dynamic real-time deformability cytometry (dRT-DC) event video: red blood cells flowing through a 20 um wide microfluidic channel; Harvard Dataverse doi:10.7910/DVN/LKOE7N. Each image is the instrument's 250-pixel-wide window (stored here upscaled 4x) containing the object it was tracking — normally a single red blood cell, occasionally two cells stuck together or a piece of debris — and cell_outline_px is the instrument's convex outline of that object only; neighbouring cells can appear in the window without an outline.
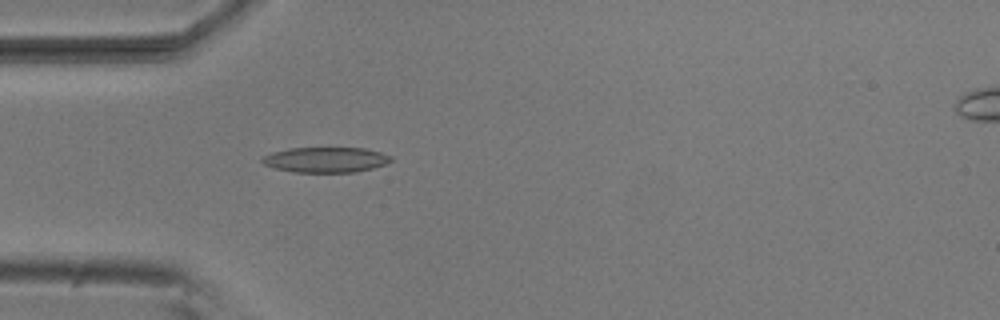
{"species": "common noctule bat (a hibernating species)", "species_latin": "Nyctalus noctula", "temperature_condition": "room temperature", "stored_images_in_passage": 53, "camera_frame_rate_fps": 3000, "um_per_image_px": 0.085, "animal": {"sex": "male", "body_mass_g": 20.5, "forearm_length_mm": 52.5}, "frame": {"image": 1, "passage_image": 15, "time_ms": 4.667, "image_size_px": [1000, 320], "cell_outline_px": [[392, 160], [384, 164], [372, 168], [356, 172], [292, 172], [276, 168], [264, 164], [260, 160], [264, 156], [272, 152], [288, 148], [364, 148], [380, 152], [392, 156]], "centroid_in_image_um": [27.68, 13.58], "position_along_channel_um": 57.3, "area_um2": 18.9}}
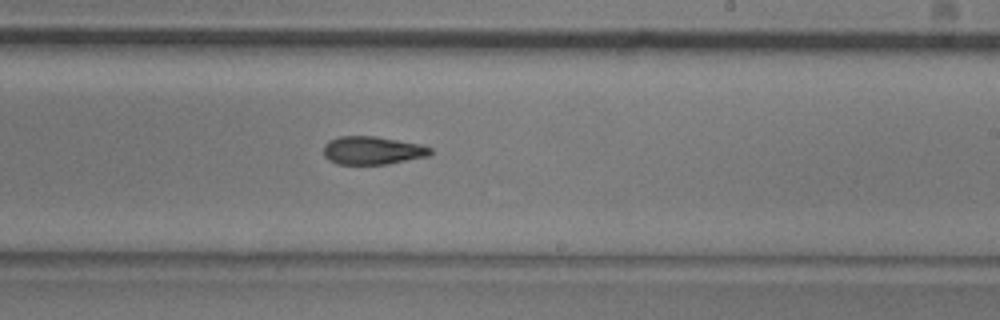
{"frame": {"image": 2, "passage_image": 31, "time_ms": 10.0, "image_size_px": [1000, 320], "cell_outline_px": [[432, 152], [428, 156], [388, 164], [336, 164], [328, 160], [324, 156], [324, 144], [328, 140], [340, 136], [376, 136], [420, 144], [432, 148]], "centroid_in_image_um": [31.64, 12.78], "position_along_channel_um": 257.4, "area_um2": 17.63}}
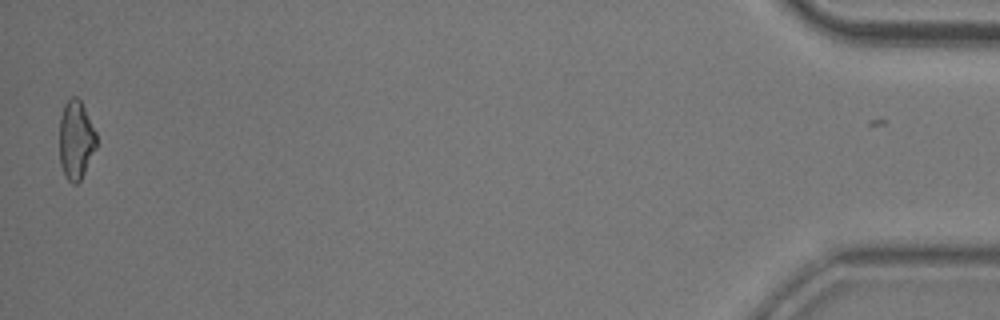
{"frame": {"image": 3, "passage_image": 52, "time_ms": 17.0, "image_size_px": [1000, 320], "cell_outline_px": [[96, 148], [80, 180], [76, 184], [72, 184], [68, 180], [60, 164], [60, 116], [64, 104], [72, 96], [76, 96], [80, 100], [96, 132]], "centroid_in_image_um": [6.45, 11.88], "position_along_channel_um": 428.8, "area_um2": 16.76}, "authors_computed_cell_mechanics": {"area_um2": 17.918, "velocity_mm_per_s": 3.7994, "shape_relaxation_time_tau1_ms": 5.3049, "shape_relaxation_time_tau2_ms": 4.3731, "deformation_change_tau1": 0.1508, "deformation_change_tau2": 0.1253}}